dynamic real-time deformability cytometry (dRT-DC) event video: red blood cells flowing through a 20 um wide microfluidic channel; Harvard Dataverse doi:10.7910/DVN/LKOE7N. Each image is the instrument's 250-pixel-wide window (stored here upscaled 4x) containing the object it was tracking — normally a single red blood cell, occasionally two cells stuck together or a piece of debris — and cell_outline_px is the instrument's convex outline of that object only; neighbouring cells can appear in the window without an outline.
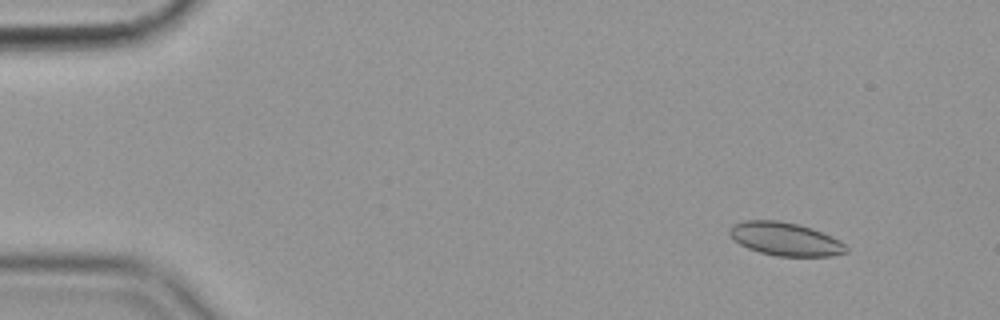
{"species": "common noctule bat (a hibernating species)", "species_latin": "Nyctalus noctula", "temperature_condition": "cold", "stored_images_in_passage": 57, "camera_frame_rate_fps": 3000, "um_per_image_px": 0.085, "animal": {"sex": "female", "body_mass_g": 19.9}, "frame": {"image": 1, "passage_image": 6, "time_ms": 1.667, "image_size_px": [1000, 320], "cell_outline_px": [[848, 252], [832, 256], [776, 256], [760, 252], [748, 248], [732, 240], [728, 232], [732, 224], [744, 220], [780, 220], [800, 224], [812, 228], [832, 236], [840, 240], [848, 248]], "centroid_in_image_um": [66.74, 20.3], "position_along_channel_um": 18.3, "area_um2": 22.89}}
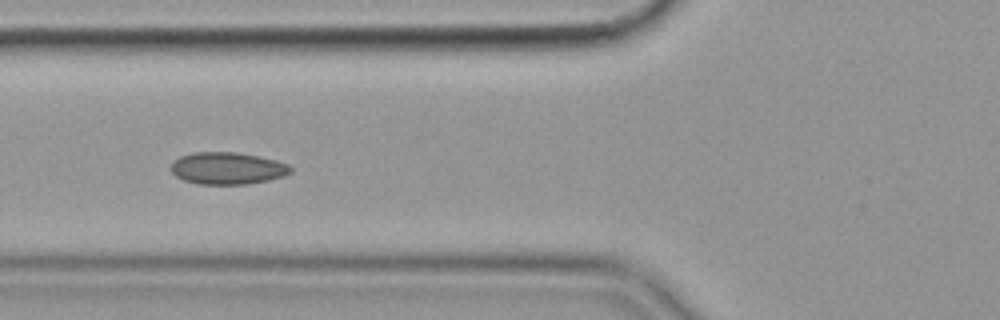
{"frame": {"image": 2, "passage_image": 22, "time_ms": 7.0, "image_size_px": [1000, 320], "cell_outline_px": [[292, 172], [284, 176], [268, 180], [248, 184], [196, 184], [184, 180], [176, 176], [172, 172], [172, 164], [180, 156], [192, 152], [236, 152], [260, 156], [276, 160], [288, 164], [292, 168]], "centroid_in_image_um": [19.36, 14.3], "position_along_channel_um": 106.4, "area_um2": 22.43}}
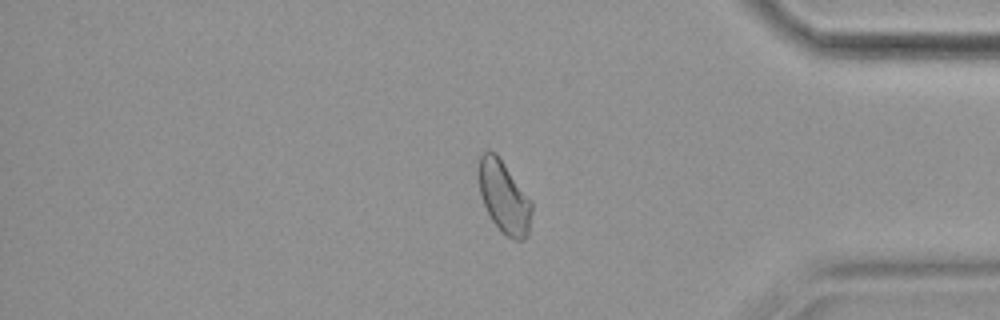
{"frame": {"image": 3, "passage_image": 48, "time_ms": 15.667, "image_size_px": [1000, 320], "cell_outline_px": [[532, 212], [528, 236], [524, 240], [516, 240], [504, 236], [500, 232], [492, 220], [484, 204], [480, 192], [476, 176], [476, 172], [480, 156], [488, 148], [496, 152], [532, 200]], "centroid_in_image_um": [42.83, 16.73], "position_along_channel_um": 392.4, "area_um2": 23.0}, "authors_computed_cell_mechanics": {"area_um2": 22.253, "velocity_mm_per_s": 3.5448, "shape_relaxation_time_tau1_ms": null, "shape_relaxation_time_tau2_ms": 2.6624, "deformation_change_tau1": null, "deformation_change_tau2": 0.0572}}